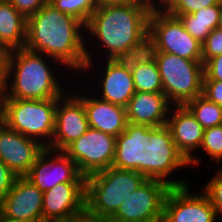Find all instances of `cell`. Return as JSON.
I'll use <instances>...</instances> for the list:
<instances>
[{
  "mask_svg": "<svg viewBox=\"0 0 222 222\" xmlns=\"http://www.w3.org/2000/svg\"><path fill=\"white\" fill-rule=\"evenodd\" d=\"M217 3L222 2L220 0H164L159 6L169 14H192Z\"/></svg>",
  "mask_w": 222,
  "mask_h": 222,
  "instance_id": "cell-29",
  "label": "cell"
},
{
  "mask_svg": "<svg viewBox=\"0 0 222 222\" xmlns=\"http://www.w3.org/2000/svg\"><path fill=\"white\" fill-rule=\"evenodd\" d=\"M8 51L5 48H0V95L3 92L6 64H7Z\"/></svg>",
  "mask_w": 222,
  "mask_h": 222,
  "instance_id": "cell-36",
  "label": "cell"
},
{
  "mask_svg": "<svg viewBox=\"0 0 222 222\" xmlns=\"http://www.w3.org/2000/svg\"><path fill=\"white\" fill-rule=\"evenodd\" d=\"M220 54H222V31L217 28L212 30L202 44V63Z\"/></svg>",
  "mask_w": 222,
  "mask_h": 222,
  "instance_id": "cell-31",
  "label": "cell"
},
{
  "mask_svg": "<svg viewBox=\"0 0 222 222\" xmlns=\"http://www.w3.org/2000/svg\"><path fill=\"white\" fill-rule=\"evenodd\" d=\"M193 184L171 187L165 197L162 222H217L219 219L208 197L192 191ZM191 187V188H190Z\"/></svg>",
  "mask_w": 222,
  "mask_h": 222,
  "instance_id": "cell-12",
  "label": "cell"
},
{
  "mask_svg": "<svg viewBox=\"0 0 222 222\" xmlns=\"http://www.w3.org/2000/svg\"><path fill=\"white\" fill-rule=\"evenodd\" d=\"M152 5L159 6L164 0H148Z\"/></svg>",
  "mask_w": 222,
  "mask_h": 222,
  "instance_id": "cell-40",
  "label": "cell"
},
{
  "mask_svg": "<svg viewBox=\"0 0 222 222\" xmlns=\"http://www.w3.org/2000/svg\"><path fill=\"white\" fill-rule=\"evenodd\" d=\"M218 28L222 31V13H221L220 23H219V27Z\"/></svg>",
  "mask_w": 222,
  "mask_h": 222,
  "instance_id": "cell-41",
  "label": "cell"
},
{
  "mask_svg": "<svg viewBox=\"0 0 222 222\" xmlns=\"http://www.w3.org/2000/svg\"><path fill=\"white\" fill-rule=\"evenodd\" d=\"M172 106L164 93L135 92L125 107L127 122L150 127L166 125Z\"/></svg>",
  "mask_w": 222,
  "mask_h": 222,
  "instance_id": "cell-21",
  "label": "cell"
},
{
  "mask_svg": "<svg viewBox=\"0 0 222 222\" xmlns=\"http://www.w3.org/2000/svg\"><path fill=\"white\" fill-rule=\"evenodd\" d=\"M43 192L25 177H17L11 190L0 201V212L22 222H44Z\"/></svg>",
  "mask_w": 222,
  "mask_h": 222,
  "instance_id": "cell-20",
  "label": "cell"
},
{
  "mask_svg": "<svg viewBox=\"0 0 222 222\" xmlns=\"http://www.w3.org/2000/svg\"><path fill=\"white\" fill-rule=\"evenodd\" d=\"M88 129V118L84 104L73 93V89H69L62 97L58 98L54 134L47 148L54 151H64Z\"/></svg>",
  "mask_w": 222,
  "mask_h": 222,
  "instance_id": "cell-14",
  "label": "cell"
},
{
  "mask_svg": "<svg viewBox=\"0 0 222 222\" xmlns=\"http://www.w3.org/2000/svg\"><path fill=\"white\" fill-rule=\"evenodd\" d=\"M57 103L58 99L0 97V121L8 128L35 139L47 148L54 134Z\"/></svg>",
  "mask_w": 222,
  "mask_h": 222,
  "instance_id": "cell-5",
  "label": "cell"
},
{
  "mask_svg": "<svg viewBox=\"0 0 222 222\" xmlns=\"http://www.w3.org/2000/svg\"><path fill=\"white\" fill-rule=\"evenodd\" d=\"M26 19L33 16L48 0H8Z\"/></svg>",
  "mask_w": 222,
  "mask_h": 222,
  "instance_id": "cell-32",
  "label": "cell"
},
{
  "mask_svg": "<svg viewBox=\"0 0 222 222\" xmlns=\"http://www.w3.org/2000/svg\"><path fill=\"white\" fill-rule=\"evenodd\" d=\"M25 48L56 59L72 76H80L87 62L85 25L47 2L27 19Z\"/></svg>",
  "mask_w": 222,
  "mask_h": 222,
  "instance_id": "cell-2",
  "label": "cell"
},
{
  "mask_svg": "<svg viewBox=\"0 0 222 222\" xmlns=\"http://www.w3.org/2000/svg\"><path fill=\"white\" fill-rule=\"evenodd\" d=\"M47 2L60 12L77 18L84 25L98 8L94 0H48Z\"/></svg>",
  "mask_w": 222,
  "mask_h": 222,
  "instance_id": "cell-28",
  "label": "cell"
},
{
  "mask_svg": "<svg viewBox=\"0 0 222 222\" xmlns=\"http://www.w3.org/2000/svg\"><path fill=\"white\" fill-rule=\"evenodd\" d=\"M133 84L136 92L163 93V84L156 62L137 65L132 72Z\"/></svg>",
  "mask_w": 222,
  "mask_h": 222,
  "instance_id": "cell-26",
  "label": "cell"
},
{
  "mask_svg": "<svg viewBox=\"0 0 222 222\" xmlns=\"http://www.w3.org/2000/svg\"><path fill=\"white\" fill-rule=\"evenodd\" d=\"M202 95L222 107V81L203 80Z\"/></svg>",
  "mask_w": 222,
  "mask_h": 222,
  "instance_id": "cell-33",
  "label": "cell"
},
{
  "mask_svg": "<svg viewBox=\"0 0 222 222\" xmlns=\"http://www.w3.org/2000/svg\"><path fill=\"white\" fill-rule=\"evenodd\" d=\"M90 71L92 74H89ZM83 72L86 73L82 74L86 75V78H84L83 76H77L76 81L82 79L83 83H85V85L88 87V90H92L91 92H93L94 95H97L98 98L108 101L112 104L126 107L128 102L136 92L133 84L132 73L125 70L113 59H103L98 60L97 62L87 61ZM90 75L93 76L91 77ZM83 78L85 80L90 79V81L92 82H90L89 80L88 82L90 84H93L91 86L94 87H91L89 83L86 84L87 82H84L85 80Z\"/></svg>",
  "mask_w": 222,
  "mask_h": 222,
  "instance_id": "cell-8",
  "label": "cell"
},
{
  "mask_svg": "<svg viewBox=\"0 0 222 222\" xmlns=\"http://www.w3.org/2000/svg\"><path fill=\"white\" fill-rule=\"evenodd\" d=\"M186 167V168H185ZM188 161L177 150L167 125L150 127L148 141V179L166 182L170 187H182L191 184L189 179H181L182 171L188 173ZM186 169V170H185ZM177 172V173H176ZM178 172H180L178 176ZM177 174V177L174 175ZM173 177H172V176Z\"/></svg>",
  "mask_w": 222,
  "mask_h": 222,
  "instance_id": "cell-7",
  "label": "cell"
},
{
  "mask_svg": "<svg viewBox=\"0 0 222 222\" xmlns=\"http://www.w3.org/2000/svg\"><path fill=\"white\" fill-rule=\"evenodd\" d=\"M149 34L159 52L171 53L188 60H202V44L185 29L179 17L154 6L149 16Z\"/></svg>",
  "mask_w": 222,
  "mask_h": 222,
  "instance_id": "cell-9",
  "label": "cell"
},
{
  "mask_svg": "<svg viewBox=\"0 0 222 222\" xmlns=\"http://www.w3.org/2000/svg\"><path fill=\"white\" fill-rule=\"evenodd\" d=\"M153 7L148 0L98 6L85 25L86 60L114 59L130 49L149 33V16Z\"/></svg>",
  "mask_w": 222,
  "mask_h": 222,
  "instance_id": "cell-1",
  "label": "cell"
},
{
  "mask_svg": "<svg viewBox=\"0 0 222 222\" xmlns=\"http://www.w3.org/2000/svg\"><path fill=\"white\" fill-rule=\"evenodd\" d=\"M150 126L128 122L116 137L115 155L111 167L134 170L148 179V141Z\"/></svg>",
  "mask_w": 222,
  "mask_h": 222,
  "instance_id": "cell-15",
  "label": "cell"
},
{
  "mask_svg": "<svg viewBox=\"0 0 222 222\" xmlns=\"http://www.w3.org/2000/svg\"><path fill=\"white\" fill-rule=\"evenodd\" d=\"M146 179L137 171L113 167L87 176L85 212L107 222Z\"/></svg>",
  "mask_w": 222,
  "mask_h": 222,
  "instance_id": "cell-4",
  "label": "cell"
},
{
  "mask_svg": "<svg viewBox=\"0 0 222 222\" xmlns=\"http://www.w3.org/2000/svg\"><path fill=\"white\" fill-rule=\"evenodd\" d=\"M158 53L156 40L148 33L130 49L118 54L113 60L132 73L137 65L157 62Z\"/></svg>",
  "mask_w": 222,
  "mask_h": 222,
  "instance_id": "cell-24",
  "label": "cell"
},
{
  "mask_svg": "<svg viewBox=\"0 0 222 222\" xmlns=\"http://www.w3.org/2000/svg\"><path fill=\"white\" fill-rule=\"evenodd\" d=\"M170 188L164 181L146 179L107 222H162L164 200Z\"/></svg>",
  "mask_w": 222,
  "mask_h": 222,
  "instance_id": "cell-10",
  "label": "cell"
},
{
  "mask_svg": "<svg viewBox=\"0 0 222 222\" xmlns=\"http://www.w3.org/2000/svg\"><path fill=\"white\" fill-rule=\"evenodd\" d=\"M67 73L71 74L59 61L42 53L26 48L11 50L7 56L4 87L0 97L31 100L58 99L70 89L71 82L74 80L73 76L68 74L70 79L65 81L68 79Z\"/></svg>",
  "mask_w": 222,
  "mask_h": 222,
  "instance_id": "cell-3",
  "label": "cell"
},
{
  "mask_svg": "<svg viewBox=\"0 0 222 222\" xmlns=\"http://www.w3.org/2000/svg\"><path fill=\"white\" fill-rule=\"evenodd\" d=\"M157 65L163 93L173 106H184L202 95V60H188L171 53L159 52Z\"/></svg>",
  "mask_w": 222,
  "mask_h": 222,
  "instance_id": "cell-6",
  "label": "cell"
},
{
  "mask_svg": "<svg viewBox=\"0 0 222 222\" xmlns=\"http://www.w3.org/2000/svg\"><path fill=\"white\" fill-rule=\"evenodd\" d=\"M172 139L177 150L188 161L189 167L202 164V155L197 154L203 139L204 128L185 106H172L167 119ZM200 156V157H199Z\"/></svg>",
  "mask_w": 222,
  "mask_h": 222,
  "instance_id": "cell-16",
  "label": "cell"
},
{
  "mask_svg": "<svg viewBox=\"0 0 222 222\" xmlns=\"http://www.w3.org/2000/svg\"><path fill=\"white\" fill-rule=\"evenodd\" d=\"M217 170L212 173V178L205 182L200 189L209 199L219 218H222V167L216 166Z\"/></svg>",
  "mask_w": 222,
  "mask_h": 222,
  "instance_id": "cell-30",
  "label": "cell"
},
{
  "mask_svg": "<svg viewBox=\"0 0 222 222\" xmlns=\"http://www.w3.org/2000/svg\"><path fill=\"white\" fill-rule=\"evenodd\" d=\"M65 222H102V221L94 218L93 216L88 215L85 212L82 215L77 216V217L72 218V219H69Z\"/></svg>",
  "mask_w": 222,
  "mask_h": 222,
  "instance_id": "cell-37",
  "label": "cell"
},
{
  "mask_svg": "<svg viewBox=\"0 0 222 222\" xmlns=\"http://www.w3.org/2000/svg\"><path fill=\"white\" fill-rule=\"evenodd\" d=\"M0 222H22V221H17L15 219H11L7 216H4L1 212H0Z\"/></svg>",
  "mask_w": 222,
  "mask_h": 222,
  "instance_id": "cell-39",
  "label": "cell"
},
{
  "mask_svg": "<svg viewBox=\"0 0 222 222\" xmlns=\"http://www.w3.org/2000/svg\"><path fill=\"white\" fill-rule=\"evenodd\" d=\"M74 81L75 78L71 84L70 89L73 88V91L76 90L73 93L84 104L89 128L110 134L114 137H118L125 130L126 124L128 123L126 117V108L102 100L94 95L93 92L90 93V90L88 92V88L82 83V80L77 82L79 85L76 83V81ZM79 82H81L85 88L82 85L80 87L81 83ZM74 83H76V85ZM77 85L78 90L75 88ZM79 88H81L80 91ZM85 89L86 91H84Z\"/></svg>",
  "mask_w": 222,
  "mask_h": 222,
  "instance_id": "cell-17",
  "label": "cell"
},
{
  "mask_svg": "<svg viewBox=\"0 0 222 222\" xmlns=\"http://www.w3.org/2000/svg\"><path fill=\"white\" fill-rule=\"evenodd\" d=\"M46 147L0 121V160L17 177H24Z\"/></svg>",
  "mask_w": 222,
  "mask_h": 222,
  "instance_id": "cell-19",
  "label": "cell"
},
{
  "mask_svg": "<svg viewBox=\"0 0 222 222\" xmlns=\"http://www.w3.org/2000/svg\"><path fill=\"white\" fill-rule=\"evenodd\" d=\"M184 106L204 129L222 124V107L203 95L195 97Z\"/></svg>",
  "mask_w": 222,
  "mask_h": 222,
  "instance_id": "cell-25",
  "label": "cell"
},
{
  "mask_svg": "<svg viewBox=\"0 0 222 222\" xmlns=\"http://www.w3.org/2000/svg\"><path fill=\"white\" fill-rule=\"evenodd\" d=\"M222 13V3L208 6L192 14H171L179 17L186 31L203 44L212 30L217 29Z\"/></svg>",
  "mask_w": 222,
  "mask_h": 222,
  "instance_id": "cell-23",
  "label": "cell"
},
{
  "mask_svg": "<svg viewBox=\"0 0 222 222\" xmlns=\"http://www.w3.org/2000/svg\"><path fill=\"white\" fill-rule=\"evenodd\" d=\"M27 19L8 0H0V44L9 52L25 48Z\"/></svg>",
  "mask_w": 222,
  "mask_h": 222,
  "instance_id": "cell-22",
  "label": "cell"
},
{
  "mask_svg": "<svg viewBox=\"0 0 222 222\" xmlns=\"http://www.w3.org/2000/svg\"><path fill=\"white\" fill-rule=\"evenodd\" d=\"M17 176L0 160V201L11 190Z\"/></svg>",
  "mask_w": 222,
  "mask_h": 222,
  "instance_id": "cell-35",
  "label": "cell"
},
{
  "mask_svg": "<svg viewBox=\"0 0 222 222\" xmlns=\"http://www.w3.org/2000/svg\"><path fill=\"white\" fill-rule=\"evenodd\" d=\"M97 6L105 5V4H114V3H122L128 0H94Z\"/></svg>",
  "mask_w": 222,
  "mask_h": 222,
  "instance_id": "cell-38",
  "label": "cell"
},
{
  "mask_svg": "<svg viewBox=\"0 0 222 222\" xmlns=\"http://www.w3.org/2000/svg\"><path fill=\"white\" fill-rule=\"evenodd\" d=\"M86 183H59L43 192L44 222H65L85 213Z\"/></svg>",
  "mask_w": 222,
  "mask_h": 222,
  "instance_id": "cell-18",
  "label": "cell"
},
{
  "mask_svg": "<svg viewBox=\"0 0 222 222\" xmlns=\"http://www.w3.org/2000/svg\"><path fill=\"white\" fill-rule=\"evenodd\" d=\"M116 147V137L89 128L64 152L76 163L79 172L87 177L111 167Z\"/></svg>",
  "mask_w": 222,
  "mask_h": 222,
  "instance_id": "cell-11",
  "label": "cell"
},
{
  "mask_svg": "<svg viewBox=\"0 0 222 222\" xmlns=\"http://www.w3.org/2000/svg\"><path fill=\"white\" fill-rule=\"evenodd\" d=\"M200 149L197 153H204L203 159L207 156L205 161L210 159L213 165H222V124L204 129Z\"/></svg>",
  "mask_w": 222,
  "mask_h": 222,
  "instance_id": "cell-27",
  "label": "cell"
},
{
  "mask_svg": "<svg viewBox=\"0 0 222 222\" xmlns=\"http://www.w3.org/2000/svg\"><path fill=\"white\" fill-rule=\"evenodd\" d=\"M40 191H47L59 183H86L76 163L64 152L45 148L24 176Z\"/></svg>",
  "mask_w": 222,
  "mask_h": 222,
  "instance_id": "cell-13",
  "label": "cell"
},
{
  "mask_svg": "<svg viewBox=\"0 0 222 222\" xmlns=\"http://www.w3.org/2000/svg\"><path fill=\"white\" fill-rule=\"evenodd\" d=\"M203 80L222 81V54L210 58L203 64Z\"/></svg>",
  "mask_w": 222,
  "mask_h": 222,
  "instance_id": "cell-34",
  "label": "cell"
}]
</instances>
